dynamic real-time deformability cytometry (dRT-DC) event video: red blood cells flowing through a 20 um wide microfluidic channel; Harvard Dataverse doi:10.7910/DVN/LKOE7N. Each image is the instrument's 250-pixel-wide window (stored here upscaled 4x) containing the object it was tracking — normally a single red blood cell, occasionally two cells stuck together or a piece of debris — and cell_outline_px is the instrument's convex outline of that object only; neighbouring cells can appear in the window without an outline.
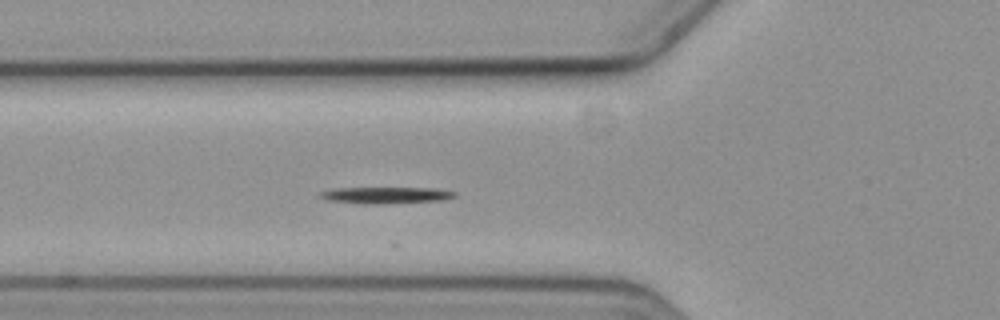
{"species": "common noctule bat (a hibernating species)", "species_latin": "Nyctalus noctula", "temperature_condition": "cold", "stored_images_in_passage": 5, "camera_frame_rate_fps": 3000, "um_per_image_px": 0.085, "animal": {"sex": "female", "body_mass_g": 19.3, "forearm_length_mm": 54.1}, "frame": {"image": 1, "passage_image": 5, "time_ms": 5.667, "image_size_px": [1000, 320], "cell_outline_px": [[456, 196], [444, 200], [384, 204], [360, 204], [328, 200], [316, 196], [320, 192], [336, 188], [436, 188], [456, 192]], "centroid_in_image_um": [32.79, 16.6], "position_along_channel_um": 93.0, "area_um2": 13.12}}